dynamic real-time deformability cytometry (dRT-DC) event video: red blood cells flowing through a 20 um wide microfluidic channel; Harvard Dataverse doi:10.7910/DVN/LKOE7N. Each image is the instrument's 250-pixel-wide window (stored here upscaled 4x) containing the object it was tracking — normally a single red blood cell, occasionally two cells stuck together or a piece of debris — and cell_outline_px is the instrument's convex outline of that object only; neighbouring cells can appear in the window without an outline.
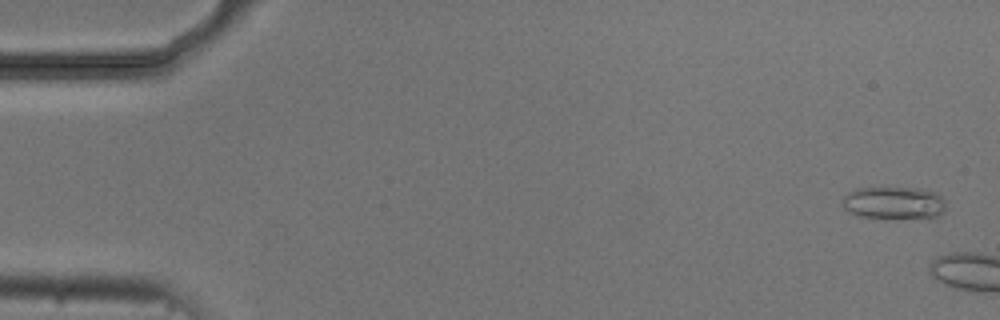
{"species": "common noctule bat (a hibernating species)", "species_latin": "Nyctalus noctula", "temperature_condition": "cold", "stored_images_in_passage": 2, "camera_frame_rate_fps": 3000, "um_per_image_px": 0.085, "animal": {"sex": "male", "body_mass_g": 20.5, "forearm_length_mm": 52.5}, "frame": {"image": 1, "passage_image": 1, "time_ms": 0.0, "image_size_px": [1000, 320], "cell_outline_px": [[944, 212], [940, 216], [860, 216], [844, 208], [840, 204], [840, 200], [848, 192], [856, 188], [920, 188], [936, 192], [944, 200]], "centroid_in_image_um": [75.94, 17.19], "position_along_channel_um": 9.1, "area_um2": 18.96}}